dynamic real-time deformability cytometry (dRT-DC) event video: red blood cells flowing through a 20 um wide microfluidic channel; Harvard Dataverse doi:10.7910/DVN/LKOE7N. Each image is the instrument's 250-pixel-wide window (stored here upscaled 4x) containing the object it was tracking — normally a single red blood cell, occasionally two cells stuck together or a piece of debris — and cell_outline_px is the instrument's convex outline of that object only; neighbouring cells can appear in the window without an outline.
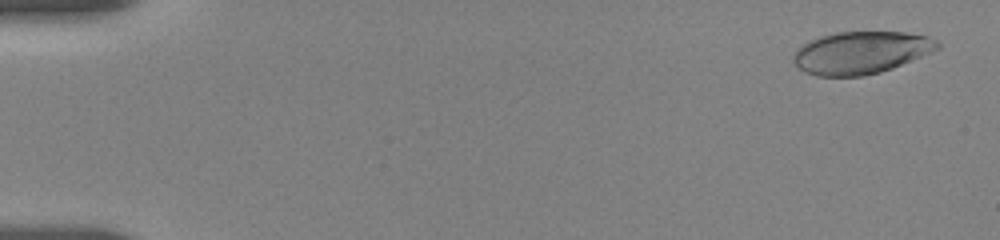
{"species": "human", "species_latin": "Homo sapiens", "temperature_condition": "room temperature", "stored_images_in_passage": 13, "camera_frame_rate_fps": 3000, "um_per_image_px": 0.085, "donor": {"sex": "female"}, "frame": {"image": 1, "passage_image": 2, "time_ms": 0.333, "image_size_px": [1000, 240], "cell_outline_px": [[940, 48], [892, 68], [880, 72], [864, 76], [816, 76], [804, 72], [796, 68], [792, 60], [792, 56], [804, 44], [820, 36], [836, 32], [904, 32], [928, 36], [936, 40], [940, 44]], "centroid_in_image_um": [73.16, 4.48], "position_along_channel_um": 11.8, "area_um2": 35.49}}
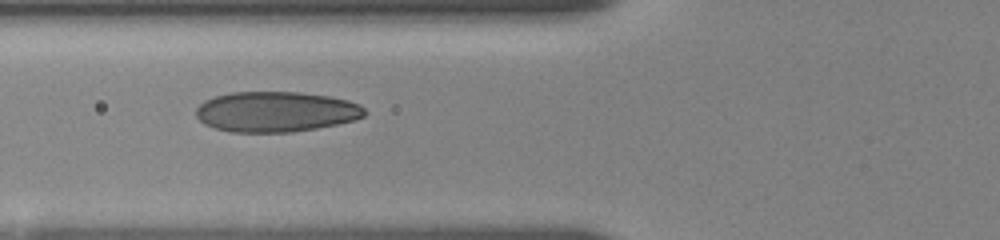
{"frame": {"image": 2, "passage_image": 7, "time_ms": 6.667, "image_size_px": [1000, 240], "cell_outline_px": [[364, 116], [352, 120], [336, 124], [316, 128], [292, 132], [228, 132], [204, 124], [196, 116], [196, 108], [204, 100], [216, 96], [232, 92], [300, 92], [328, 96], [348, 100], [360, 104], [364, 108]], "centroid_in_image_um": [23.42, 9.49], "position_along_channel_um": 102.4, "area_um2": 39.59}}
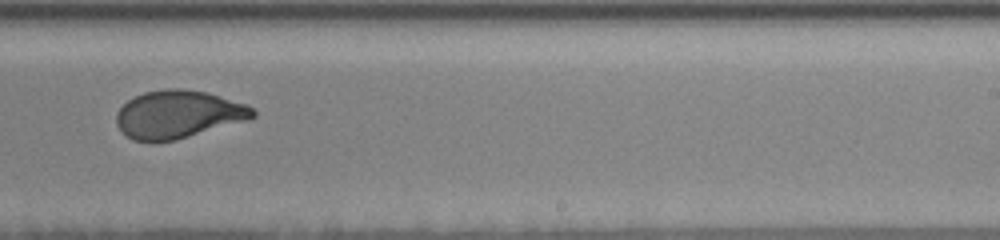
{"frame": {"image": 3, "passage_image": 12, "time_ms": 11.333, "image_size_px": [1000, 240], "cell_outline_px": [[256, 116], [248, 120], [176, 140], [152, 144], [132, 140], [120, 132], [116, 124], [116, 112], [128, 100], [144, 92], [164, 88], [184, 88], [208, 92], [248, 104], [256, 112]], "centroid_in_image_um": [15.13, 9.74], "position_along_channel_um": 273.9, "area_um2": 38.9}}